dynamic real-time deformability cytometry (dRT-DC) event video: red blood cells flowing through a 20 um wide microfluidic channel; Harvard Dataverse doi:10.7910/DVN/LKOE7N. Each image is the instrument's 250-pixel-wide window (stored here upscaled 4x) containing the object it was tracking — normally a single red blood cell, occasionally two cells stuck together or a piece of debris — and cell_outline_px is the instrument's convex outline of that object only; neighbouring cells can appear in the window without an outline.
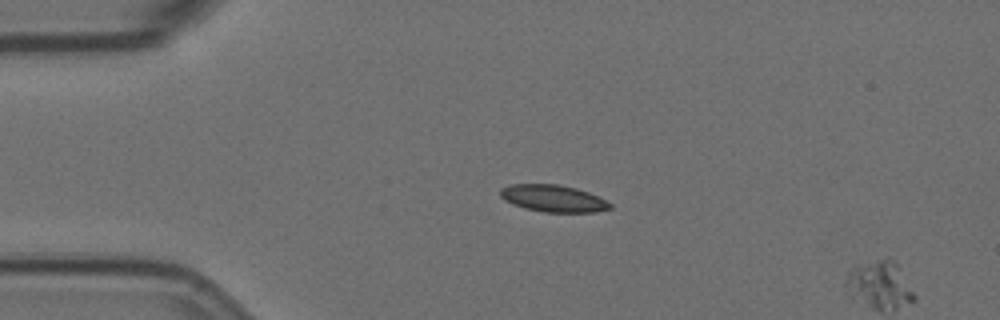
{"species": "Egyptian fruit bat (a non-hibernating species)", "species_latin": "Rousettus aegyptiacus", "temperature_condition": "room temperature", "stored_images_in_passage": 3, "segment_of_instrument_passage": [1, 2], "camera_frame_rate_fps": 3000, "um_per_image_px": 0.085, "animal": {"sex": "female"}, "frame": {"image": 1, "passage_image": 1, "time_ms": 0.0, "image_size_px": [1000, 320], "cell_outline_px": [[612, 208], [596, 212], [544, 212], [524, 208], [512, 204], [504, 200], [500, 196], [500, 188], [508, 184], [560, 184], [576, 188], [588, 192], [612, 204]], "centroid_in_image_um": [46.98, 16.86], "position_along_channel_um": 38.0, "area_um2": 17.34}}